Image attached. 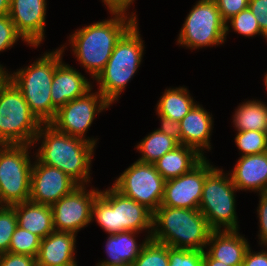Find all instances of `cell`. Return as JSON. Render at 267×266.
<instances>
[{"mask_svg": "<svg viewBox=\"0 0 267 266\" xmlns=\"http://www.w3.org/2000/svg\"><path fill=\"white\" fill-rule=\"evenodd\" d=\"M112 18L84 26L70 35L73 55L91 77L96 79L105 68L116 43L137 21V15L111 13Z\"/></svg>", "mask_w": 267, "mask_h": 266, "instance_id": "7a4b0ae2", "label": "cell"}, {"mask_svg": "<svg viewBox=\"0 0 267 266\" xmlns=\"http://www.w3.org/2000/svg\"><path fill=\"white\" fill-rule=\"evenodd\" d=\"M46 5V0H10V19L29 46L38 47L44 40Z\"/></svg>", "mask_w": 267, "mask_h": 266, "instance_id": "2e32d148", "label": "cell"}, {"mask_svg": "<svg viewBox=\"0 0 267 266\" xmlns=\"http://www.w3.org/2000/svg\"><path fill=\"white\" fill-rule=\"evenodd\" d=\"M16 211L17 224L41 239L54 231L51 206L31 201L12 205Z\"/></svg>", "mask_w": 267, "mask_h": 266, "instance_id": "603a6c76", "label": "cell"}, {"mask_svg": "<svg viewBox=\"0 0 267 266\" xmlns=\"http://www.w3.org/2000/svg\"><path fill=\"white\" fill-rule=\"evenodd\" d=\"M205 156L196 149L179 145L174 150L165 153L154 165L165 181L177 178L191 171Z\"/></svg>", "mask_w": 267, "mask_h": 266, "instance_id": "cb8c5ba5", "label": "cell"}, {"mask_svg": "<svg viewBox=\"0 0 267 266\" xmlns=\"http://www.w3.org/2000/svg\"><path fill=\"white\" fill-rule=\"evenodd\" d=\"M215 168L205 157L188 173L165 181L160 206L198 209L205 179Z\"/></svg>", "mask_w": 267, "mask_h": 266, "instance_id": "5bb4252c", "label": "cell"}, {"mask_svg": "<svg viewBox=\"0 0 267 266\" xmlns=\"http://www.w3.org/2000/svg\"><path fill=\"white\" fill-rule=\"evenodd\" d=\"M234 127L239 131L267 133V105L260 100H248L240 104L233 114Z\"/></svg>", "mask_w": 267, "mask_h": 266, "instance_id": "d4e9b609", "label": "cell"}, {"mask_svg": "<svg viewBox=\"0 0 267 266\" xmlns=\"http://www.w3.org/2000/svg\"><path fill=\"white\" fill-rule=\"evenodd\" d=\"M164 183L154 164L136 161L121 173L112 186L154 213L162 203Z\"/></svg>", "mask_w": 267, "mask_h": 266, "instance_id": "8fae6325", "label": "cell"}, {"mask_svg": "<svg viewBox=\"0 0 267 266\" xmlns=\"http://www.w3.org/2000/svg\"><path fill=\"white\" fill-rule=\"evenodd\" d=\"M229 23L236 33L238 32V34L244 35L245 37L249 38L259 34L267 39V36L261 31L255 16L249 8L240 11L226 22V35L229 32Z\"/></svg>", "mask_w": 267, "mask_h": 266, "instance_id": "4dcf8cb0", "label": "cell"}, {"mask_svg": "<svg viewBox=\"0 0 267 266\" xmlns=\"http://www.w3.org/2000/svg\"><path fill=\"white\" fill-rule=\"evenodd\" d=\"M19 38L22 39L9 14L0 16V52L12 48Z\"/></svg>", "mask_w": 267, "mask_h": 266, "instance_id": "836d02e7", "label": "cell"}, {"mask_svg": "<svg viewBox=\"0 0 267 266\" xmlns=\"http://www.w3.org/2000/svg\"><path fill=\"white\" fill-rule=\"evenodd\" d=\"M260 200L257 209V214L259 218V234L258 239H260L259 244L261 247L264 245L267 248V192L259 193Z\"/></svg>", "mask_w": 267, "mask_h": 266, "instance_id": "d590c367", "label": "cell"}, {"mask_svg": "<svg viewBox=\"0 0 267 266\" xmlns=\"http://www.w3.org/2000/svg\"><path fill=\"white\" fill-rule=\"evenodd\" d=\"M134 0H102L104 2V5L109 9L110 13H119L124 15L127 14V10L130 5L133 4Z\"/></svg>", "mask_w": 267, "mask_h": 266, "instance_id": "60d3db41", "label": "cell"}, {"mask_svg": "<svg viewBox=\"0 0 267 266\" xmlns=\"http://www.w3.org/2000/svg\"><path fill=\"white\" fill-rule=\"evenodd\" d=\"M203 266H229L221 261L213 259L206 250L203 251Z\"/></svg>", "mask_w": 267, "mask_h": 266, "instance_id": "7bdbcfd3", "label": "cell"}, {"mask_svg": "<svg viewBox=\"0 0 267 266\" xmlns=\"http://www.w3.org/2000/svg\"><path fill=\"white\" fill-rule=\"evenodd\" d=\"M237 190L229 172L224 174L223 169L216 167L206 177L198 209L213 231L239 229L234 194Z\"/></svg>", "mask_w": 267, "mask_h": 266, "instance_id": "ba28073f", "label": "cell"}, {"mask_svg": "<svg viewBox=\"0 0 267 266\" xmlns=\"http://www.w3.org/2000/svg\"><path fill=\"white\" fill-rule=\"evenodd\" d=\"M0 266H37L36 257L11 252L0 254Z\"/></svg>", "mask_w": 267, "mask_h": 266, "instance_id": "8d00e7d4", "label": "cell"}, {"mask_svg": "<svg viewBox=\"0 0 267 266\" xmlns=\"http://www.w3.org/2000/svg\"><path fill=\"white\" fill-rule=\"evenodd\" d=\"M91 84L79 71L61 61L56 66L51 84L52 104L59 109L92 90Z\"/></svg>", "mask_w": 267, "mask_h": 266, "instance_id": "e0dca14e", "label": "cell"}, {"mask_svg": "<svg viewBox=\"0 0 267 266\" xmlns=\"http://www.w3.org/2000/svg\"><path fill=\"white\" fill-rule=\"evenodd\" d=\"M131 266H169V246L150 238Z\"/></svg>", "mask_w": 267, "mask_h": 266, "instance_id": "83f0119b", "label": "cell"}, {"mask_svg": "<svg viewBox=\"0 0 267 266\" xmlns=\"http://www.w3.org/2000/svg\"><path fill=\"white\" fill-rule=\"evenodd\" d=\"M87 191L85 185H79L51 206L55 231L77 234L92 222L93 202L100 191L98 189Z\"/></svg>", "mask_w": 267, "mask_h": 266, "instance_id": "4fadbf2b", "label": "cell"}, {"mask_svg": "<svg viewBox=\"0 0 267 266\" xmlns=\"http://www.w3.org/2000/svg\"><path fill=\"white\" fill-rule=\"evenodd\" d=\"M239 230L212 231L206 245L207 253L229 266H242L249 243Z\"/></svg>", "mask_w": 267, "mask_h": 266, "instance_id": "ffe728a7", "label": "cell"}, {"mask_svg": "<svg viewBox=\"0 0 267 266\" xmlns=\"http://www.w3.org/2000/svg\"><path fill=\"white\" fill-rule=\"evenodd\" d=\"M41 122L10 81L0 93V145H32Z\"/></svg>", "mask_w": 267, "mask_h": 266, "instance_id": "52a82bcc", "label": "cell"}, {"mask_svg": "<svg viewBox=\"0 0 267 266\" xmlns=\"http://www.w3.org/2000/svg\"><path fill=\"white\" fill-rule=\"evenodd\" d=\"M242 266H267V249H262L260 252H251L249 247Z\"/></svg>", "mask_w": 267, "mask_h": 266, "instance_id": "ab89813d", "label": "cell"}, {"mask_svg": "<svg viewBox=\"0 0 267 266\" xmlns=\"http://www.w3.org/2000/svg\"><path fill=\"white\" fill-rule=\"evenodd\" d=\"M17 224L13 206L0 205V254L7 253Z\"/></svg>", "mask_w": 267, "mask_h": 266, "instance_id": "1f68e13d", "label": "cell"}, {"mask_svg": "<svg viewBox=\"0 0 267 266\" xmlns=\"http://www.w3.org/2000/svg\"><path fill=\"white\" fill-rule=\"evenodd\" d=\"M76 263H77V262H75V263H73V264L64 265V266H77Z\"/></svg>", "mask_w": 267, "mask_h": 266, "instance_id": "bcb514c9", "label": "cell"}, {"mask_svg": "<svg viewBox=\"0 0 267 266\" xmlns=\"http://www.w3.org/2000/svg\"><path fill=\"white\" fill-rule=\"evenodd\" d=\"M10 0H0V16L9 14Z\"/></svg>", "mask_w": 267, "mask_h": 266, "instance_id": "ee69618b", "label": "cell"}, {"mask_svg": "<svg viewBox=\"0 0 267 266\" xmlns=\"http://www.w3.org/2000/svg\"><path fill=\"white\" fill-rule=\"evenodd\" d=\"M92 221L108 234L124 231L141 233L148 230L151 237L153 229V212L146 206L121 194L113 186L99 192L92 206Z\"/></svg>", "mask_w": 267, "mask_h": 266, "instance_id": "5b68a950", "label": "cell"}, {"mask_svg": "<svg viewBox=\"0 0 267 266\" xmlns=\"http://www.w3.org/2000/svg\"><path fill=\"white\" fill-rule=\"evenodd\" d=\"M41 139L35 156L40 163L62 170L78 185L90 182L94 144L62 133L50 123L41 124L33 145Z\"/></svg>", "mask_w": 267, "mask_h": 266, "instance_id": "6da1fadb", "label": "cell"}, {"mask_svg": "<svg viewBox=\"0 0 267 266\" xmlns=\"http://www.w3.org/2000/svg\"><path fill=\"white\" fill-rule=\"evenodd\" d=\"M76 234L53 231L41 239L37 266H64L75 263Z\"/></svg>", "mask_w": 267, "mask_h": 266, "instance_id": "44dd1931", "label": "cell"}, {"mask_svg": "<svg viewBox=\"0 0 267 266\" xmlns=\"http://www.w3.org/2000/svg\"><path fill=\"white\" fill-rule=\"evenodd\" d=\"M195 104L193 97L190 96L189 91L184 86L169 88L160 97L156 112L157 115H163L173 121L180 122Z\"/></svg>", "mask_w": 267, "mask_h": 266, "instance_id": "484cf974", "label": "cell"}, {"mask_svg": "<svg viewBox=\"0 0 267 266\" xmlns=\"http://www.w3.org/2000/svg\"><path fill=\"white\" fill-rule=\"evenodd\" d=\"M64 46L44 53L31 65L11 74V81L22 92L30 111L41 123H50L58 110L52 104L51 84L56 66L62 61Z\"/></svg>", "mask_w": 267, "mask_h": 266, "instance_id": "277c9868", "label": "cell"}, {"mask_svg": "<svg viewBox=\"0 0 267 266\" xmlns=\"http://www.w3.org/2000/svg\"><path fill=\"white\" fill-rule=\"evenodd\" d=\"M221 18L226 23L240 11L248 8L249 0H214Z\"/></svg>", "mask_w": 267, "mask_h": 266, "instance_id": "e575fe53", "label": "cell"}, {"mask_svg": "<svg viewBox=\"0 0 267 266\" xmlns=\"http://www.w3.org/2000/svg\"><path fill=\"white\" fill-rule=\"evenodd\" d=\"M179 145L175 139L156 129L136 146L137 150L142 153L137 161L154 164L165 153L174 150Z\"/></svg>", "mask_w": 267, "mask_h": 266, "instance_id": "4316f807", "label": "cell"}, {"mask_svg": "<svg viewBox=\"0 0 267 266\" xmlns=\"http://www.w3.org/2000/svg\"><path fill=\"white\" fill-rule=\"evenodd\" d=\"M235 143L242 156L267 152V133L260 131H239Z\"/></svg>", "mask_w": 267, "mask_h": 266, "instance_id": "f546056e", "label": "cell"}, {"mask_svg": "<svg viewBox=\"0 0 267 266\" xmlns=\"http://www.w3.org/2000/svg\"><path fill=\"white\" fill-rule=\"evenodd\" d=\"M111 104L99 92H87L84 96L69 101L61 106L55 118L50 122L58 131L72 137H78L97 145L96 138H86L95 116L108 108Z\"/></svg>", "mask_w": 267, "mask_h": 266, "instance_id": "7c38bea8", "label": "cell"}, {"mask_svg": "<svg viewBox=\"0 0 267 266\" xmlns=\"http://www.w3.org/2000/svg\"><path fill=\"white\" fill-rule=\"evenodd\" d=\"M3 67L4 66L0 64V93L11 81V73L6 71Z\"/></svg>", "mask_w": 267, "mask_h": 266, "instance_id": "b9f144b4", "label": "cell"}, {"mask_svg": "<svg viewBox=\"0 0 267 266\" xmlns=\"http://www.w3.org/2000/svg\"><path fill=\"white\" fill-rule=\"evenodd\" d=\"M161 121V128H158L160 132L165 133L167 136L175 139L181 144V126L178 121H173L171 118H167L163 115H158Z\"/></svg>", "mask_w": 267, "mask_h": 266, "instance_id": "f35d334b", "label": "cell"}, {"mask_svg": "<svg viewBox=\"0 0 267 266\" xmlns=\"http://www.w3.org/2000/svg\"><path fill=\"white\" fill-rule=\"evenodd\" d=\"M40 243V237L17 226L12 235L8 252L37 257Z\"/></svg>", "mask_w": 267, "mask_h": 266, "instance_id": "f1b7e54d", "label": "cell"}, {"mask_svg": "<svg viewBox=\"0 0 267 266\" xmlns=\"http://www.w3.org/2000/svg\"><path fill=\"white\" fill-rule=\"evenodd\" d=\"M138 232L124 231L109 234L106 242V253L109 259L102 260L97 264L108 266H131L136 260L146 242L151 238L148 235L138 245L136 242Z\"/></svg>", "mask_w": 267, "mask_h": 266, "instance_id": "7402d4cb", "label": "cell"}, {"mask_svg": "<svg viewBox=\"0 0 267 266\" xmlns=\"http://www.w3.org/2000/svg\"><path fill=\"white\" fill-rule=\"evenodd\" d=\"M169 266H203V251L169 247Z\"/></svg>", "mask_w": 267, "mask_h": 266, "instance_id": "d6a6232c", "label": "cell"}, {"mask_svg": "<svg viewBox=\"0 0 267 266\" xmlns=\"http://www.w3.org/2000/svg\"><path fill=\"white\" fill-rule=\"evenodd\" d=\"M213 230L199 209L159 206L151 239L169 247L204 251Z\"/></svg>", "mask_w": 267, "mask_h": 266, "instance_id": "3957f363", "label": "cell"}, {"mask_svg": "<svg viewBox=\"0 0 267 266\" xmlns=\"http://www.w3.org/2000/svg\"><path fill=\"white\" fill-rule=\"evenodd\" d=\"M136 21L118 40L103 71L95 79L98 91L110 103L118 100L128 82L140 67L144 43Z\"/></svg>", "mask_w": 267, "mask_h": 266, "instance_id": "8992f818", "label": "cell"}, {"mask_svg": "<svg viewBox=\"0 0 267 266\" xmlns=\"http://www.w3.org/2000/svg\"><path fill=\"white\" fill-rule=\"evenodd\" d=\"M264 77H265V79H264V81H265L264 83H265V84H264V85H265V88H267V73H265V76H264ZM266 90H267V89H266Z\"/></svg>", "mask_w": 267, "mask_h": 266, "instance_id": "f6af8a7d", "label": "cell"}, {"mask_svg": "<svg viewBox=\"0 0 267 266\" xmlns=\"http://www.w3.org/2000/svg\"><path fill=\"white\" fill-rule=\"evenodd\" d=\"M248 8L255 16L261 31L267 36V0H249Z\"/></svg>", "mask_w": 267, "mask_h": 266, "instance_id": "74e56055", "label": "cell"}, {"mask_svg": "<svg viewBox=\"0 0 267 266\" xmlns=\"http://www.w3.org/2000/svg\"><path fill=\"white\" fill-rule=\"evenodd\" d=\"M32 165L29 201L52 206L79 185L62 170L40 163Z\"/></svg>", "mask_w": 267, "mask_h": 266, "instance_id": "9a60e30c", "label": "cell"}, {"mask_svg": "<svg viewBox=\"0 0 267 266\" xmlns=\"http://www.w3.org/2000/svg\"><path fill=\"white\" fill-rule=\"evenodd\" d=\"M229 174L238 191L267 192V152L239 157Z\"/></svg>", "mask_w": 267, "mask_h": 266, "instance_id": "d6986e66", "label": "cell"}, {"mask_svg": "<svg viewBox=\"0 0 267 266\" xmlns=\"http://www.w3.org/2000/svg\"><path fill=\"white\" fill-rule=\"evenodd\" d=\"M32 145H0V205L12 206L30 198Z\"/></svg>", "mask_w": 267, "mask_h": 266, "instance_id": "9c48e42d", "label": "cell"}, {"mask_svg": "<svg viewBox=\"0 0 267 266\" xmlns=\"http://www.w3.org/2000/svg\"><path fill=\"white\" fill-rule=\"evenodd\" d=\"M179 123L181 145L196 149L202 156H204V150H211L210 136L213 130V119L205 108L195 104Z\"/></svg>", "mask_w": 267, "mask_h": 266, "instance_id": "ac0fdd59", "label": "cell"}, {"mask_svg": "<svg viewBox=\"0 0 267 266\" xmlns=\"http://www.w3.org/2000/svg\"><path fill=\"white\" fill-rule=\"evenodd\" d=\"M226 23L214 0H199L189 11L177 44L198 49L225 43Z\"/></svg>", "mask_w": 267, "mask_h": 266, "instance_id": "30bf717a", "label": "cell"}]
</instances>
